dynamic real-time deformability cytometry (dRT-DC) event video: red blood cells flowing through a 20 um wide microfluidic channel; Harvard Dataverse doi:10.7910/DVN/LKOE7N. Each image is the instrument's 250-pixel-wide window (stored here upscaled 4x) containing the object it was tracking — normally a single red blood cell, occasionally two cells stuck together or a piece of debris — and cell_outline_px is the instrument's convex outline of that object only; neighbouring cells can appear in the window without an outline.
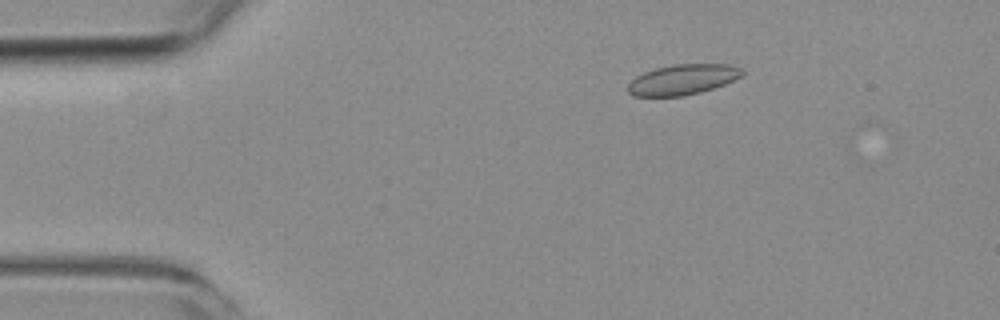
{"species": "common noctule bat (a hibernating species)", "species_latin": "Nyctalus noctula", "temperature_condition": "room temperature", "stored_images_in_passage": 5, "camera_frame_rate_fps": 3000, "um_per_image_px": 0.085, "animal": {"sex": "female", "body_mass_g": 19.3, "forearm_length_mm": 54.1}, "frame": {"image": 1, "passage_image": 3, "time_ms": 2.333, "image_size_px": [1000, 320], "cell_outline_px": [[744, 72], [740, 76], [724, 84], [700, 92], [680, 96], [632, 96], [624, 88], [636, 76], [644, 72], [656, 68], [672, 64], [728, 64], [744, 68]], "centroid_in_image_um": [57.99, 6.75], "position_along_channel_um": 27.0, "area_um2": 20.23}}
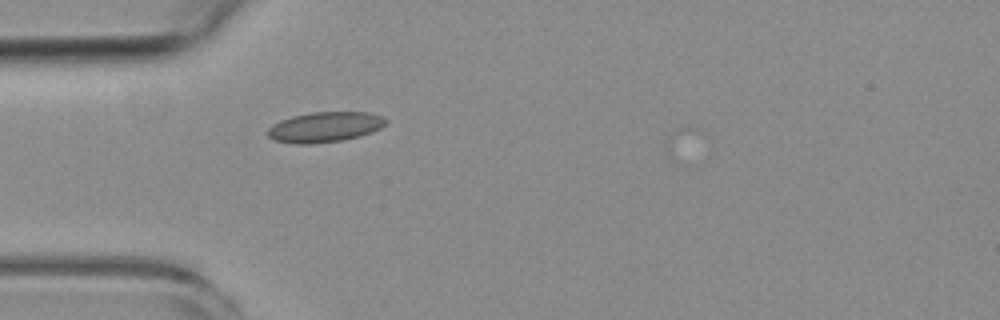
{"frame": {"image": 2, "passage_image": 5, "time_ms": 4.667, "image_size_px": [1000, 320], "cell_outline_px": [[388, 124], [372, 132], [360, 136], [340, 140], [312, 144], [292, 144], [276, 140], [268, 136], [268, 128], [272, 124], [280, 120], [292, 116], [312, 112], [372, 112], [388, 120]], "centroid_in_image_um": [27.63, 10.79], "position_along_channel_um": 57.4, "area_um2": 20.92}}